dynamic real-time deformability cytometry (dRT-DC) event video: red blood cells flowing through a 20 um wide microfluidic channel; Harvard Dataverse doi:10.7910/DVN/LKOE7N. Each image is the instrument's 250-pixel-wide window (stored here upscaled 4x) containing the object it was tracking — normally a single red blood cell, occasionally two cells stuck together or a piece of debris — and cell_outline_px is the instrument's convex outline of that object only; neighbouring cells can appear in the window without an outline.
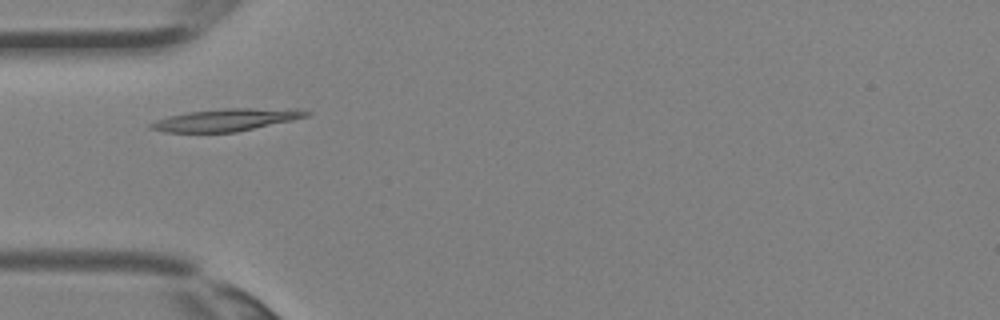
{"species": "Egyptian fruit bat (a non-hibernating species)", "species_latin": "Rousettus aegyptiacus", "temperature_condition": "room temperature", "stored_images_in_passage": 2, "camera_frame_rate_fps": 3000, "um_per_image_px": 0.085, "animal": {"sex": "female"}, "frame": {"image": 1, "passage_image": 2, "time_ms": 0.333, "image_size_px": [1000, 320], "cell_outline_px": [[312, 112], [308, 116], [292, 120], [236, 132], [164, 132], [148, 128], [148, 124], [156, 120], [168, 116], [188, 112], [224, 108], [296, 108]], "centroid_in_image_um": [19.23, 10.18], "position_along_channel_um": 65.8, "area_um2": 20.35}}